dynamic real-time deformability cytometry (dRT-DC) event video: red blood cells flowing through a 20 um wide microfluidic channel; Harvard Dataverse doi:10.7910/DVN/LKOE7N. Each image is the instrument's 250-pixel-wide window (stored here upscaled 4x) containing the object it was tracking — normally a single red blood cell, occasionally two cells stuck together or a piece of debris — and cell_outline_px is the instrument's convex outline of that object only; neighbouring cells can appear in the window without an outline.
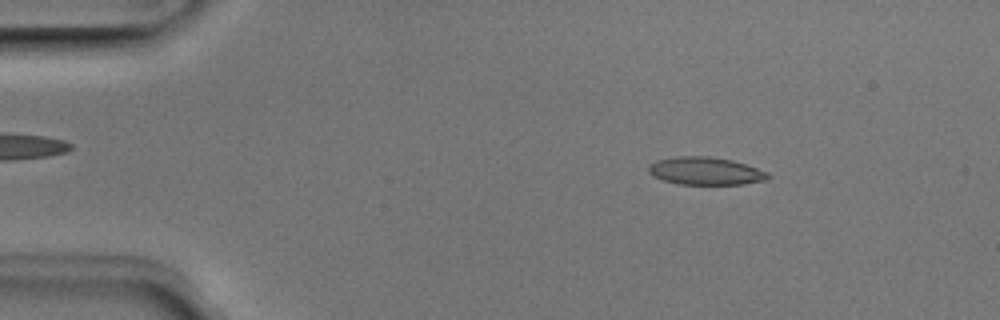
{"species": "Egyptian fruit bat (a non-hibernating species)", "species_latin": "Rousettus aegyptiacus", "temperature_condition": "room temperature", "stored_images_in_passage": 50, "camera_frame_rate_fps": 3000, "um_per_image_px": 0.085, "animal": {"sex": "male"}, "frame": {"image": 1, "passage_image": 7, "time_ms": 2.0, "image_size_px": [1000, 320], "cell_outline_px": [[772, 176], [768, 180], [744, 184], [676, 184], [652, 176], [648, 172], [648, 164], [656, 160], [676, 156], [708, 156], [732, 160], [768, 172]], "centroid_in_image_um": [59.95, 14.54], "position_along_channel_um": 25.0, "area_um2": 19.48}}
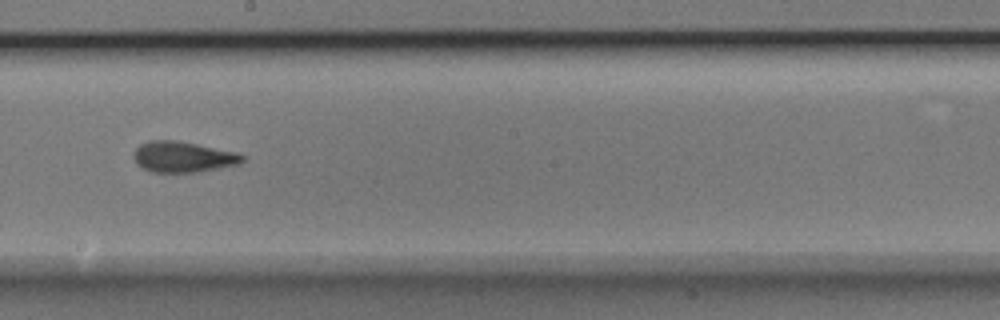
{"frame": {"image": 2, "passage_image": 28, "time_ms": 9.0, "image_size_px": [1000, 320], "cell_outline_px": [[244, 160], [240, 164], [220, 168], [196, 172], [152, 172], [136, 164], [132, 156], [132, 152], [140, 144], [148, 140], [176, 140], [236, 152], [244, 156]], "centroid_in_image_um": [15.52, 13.33], "position_along_channel_um": 232.7, "area_um2": 19.59}}
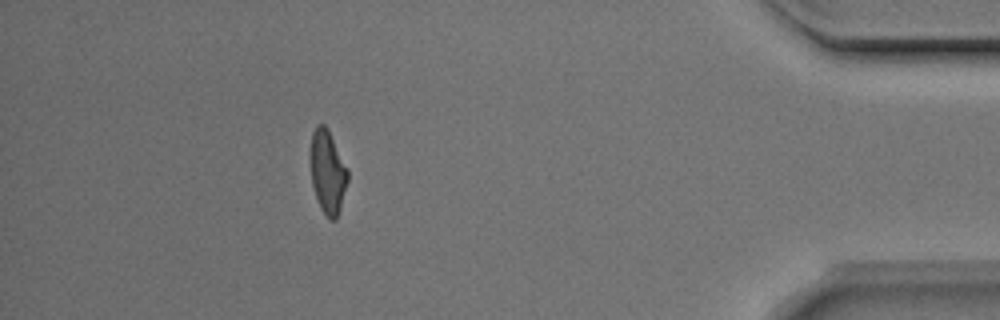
{"frame": {"image": 3, "passage_image": 45, "time_ms": 14.667, "image_size_px": [1000, 320], "cell_outline_px": [[348, 180], [340, 208], [336, 220], [328, 220], [320, 208], [312, 184], [308, 156], [312, 132], [316, 124], [324, 124], [328, 128], [348, 168]], "centroid_in_image_um": [27.82, 14.57], "position_along_channel_um": 407.4, "area_um2": 18.67}, "authors_computed_cell_mechanics": {"area_um2": 19.1896, "velocity_mm_per_s": 3.9646, "shape_relaxation_time_tau1_ms": 6.2376, "shape_relaxation_time_tau2_ms": 2.3453, "deformation_change_tau1": 0.1721, "deformation_change_tau2": 0.1117}}